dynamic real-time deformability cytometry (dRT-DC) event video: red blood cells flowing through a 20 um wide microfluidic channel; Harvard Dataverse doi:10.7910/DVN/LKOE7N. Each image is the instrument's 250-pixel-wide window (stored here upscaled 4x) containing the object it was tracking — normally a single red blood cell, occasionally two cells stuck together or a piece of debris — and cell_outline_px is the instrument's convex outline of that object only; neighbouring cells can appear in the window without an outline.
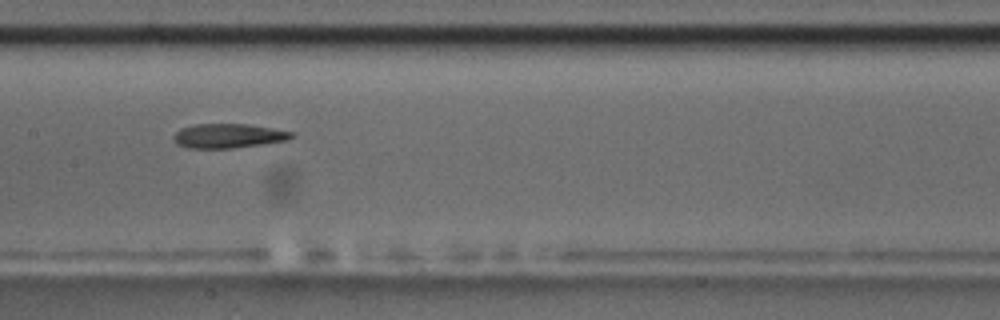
{"species": "common noctule bat (a hibernating species)", "species_latin": "Nyctalus noctula", "temperature_condition": "room temperature", "stored_images_in_passage": 39, "camera_frame_rate_fps": 3000, "um_per_image_px": 0.085, "animal": {"sex": "male", "body_mass_g": 17.5, "forearm_length_mm": 52.3}, "frame": {"image": 1, "passage_image": 12, "time_ms": 3.667, "image_size_px": [1000, 320], "cell_outline_px": [[296, 136], [288, 140], [264, 144], [232, 148], [188, 148], [176, 144], [172, 140], [172, 136], [180, 128], [196, 124], [248, 124], [296, 132]], "centroid_in_image_um": [19.42, 11.55], "position_along_channel_um": 188.0, "area_um2": 16.99}, "authors_computed_cell_mechanics": {"area_um2": 17.6868, "velocity_mm_per_s": 3.7453, "shape_relaxation_time_tau1_ms": null, "shape_relaxation_time_tau2_ms": 10.2722, "deformation_change_tau1": null, "deformation_change_tau2": 0.2215}}